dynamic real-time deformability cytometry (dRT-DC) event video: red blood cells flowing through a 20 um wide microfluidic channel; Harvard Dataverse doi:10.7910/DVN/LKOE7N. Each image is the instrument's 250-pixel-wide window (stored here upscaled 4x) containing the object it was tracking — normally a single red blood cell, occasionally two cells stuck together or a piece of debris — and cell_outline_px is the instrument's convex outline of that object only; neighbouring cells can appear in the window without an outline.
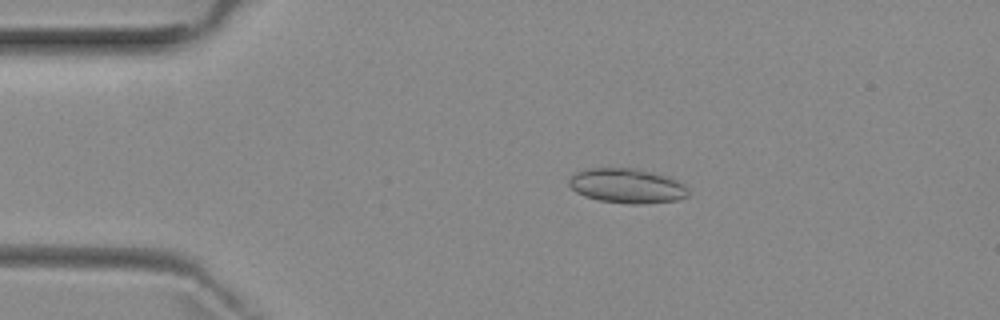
{"species": "common noctule bat (a hibernating species)", "species_latin": "Nyctalus noctula", "temperature_condition": "room temperature", "stored_images_in_passage": 5, "camera_frame_rate_fps": 3000, "um_per_image_px": 0.085, "animal": {"sex": "female", "body_mass_g": 29.2, "forearm_length_mm": 56.3}, "frame": {"image": 1, "passage_image": 3, "time_ms": 3.0, "image_size_px": [1000, 320], "cell_outline_px": [[688, 196], [676, 200], [640, 204], [632, 204], [600, 200], [584, 196], [576, 192], [568, 184], [568, 180], [576, 172], [588, 168], [636, 168], [668, 176], [684, 184], [688, 188]], "centroid_in_image_um": [53.29, 15.79], "position_along_channel_um": 31.7, "area_um2": 24.04}}
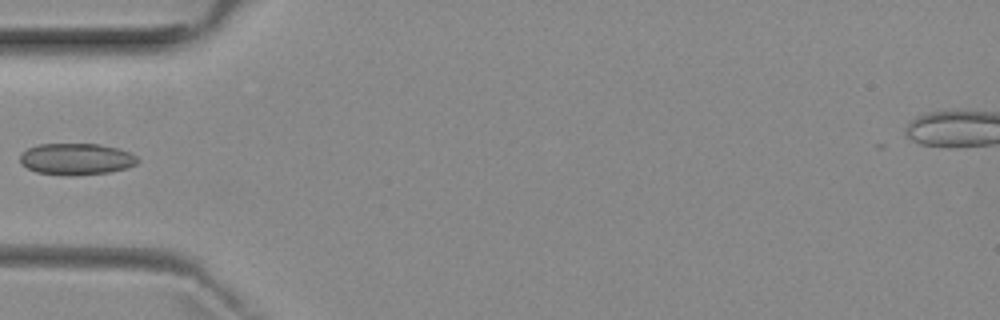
{"frame": {"image": 2, "passage_image": 5, "time_ms": 5.333, "image_size_px": [1000, 320], "cell_outline_px": [[140, 160], [136, 164], [128, 168], [108, 172], [64, 176], [60, 176], [36, 172], [20, 164], [20, 156], [28, 148], [40, 144], [100, 144], [120, 148], [136, 156]], "centroid_in_image_um": [6.49, 13.52], "position_along_channel_um": 78.5, "area_um2": 21.73}}